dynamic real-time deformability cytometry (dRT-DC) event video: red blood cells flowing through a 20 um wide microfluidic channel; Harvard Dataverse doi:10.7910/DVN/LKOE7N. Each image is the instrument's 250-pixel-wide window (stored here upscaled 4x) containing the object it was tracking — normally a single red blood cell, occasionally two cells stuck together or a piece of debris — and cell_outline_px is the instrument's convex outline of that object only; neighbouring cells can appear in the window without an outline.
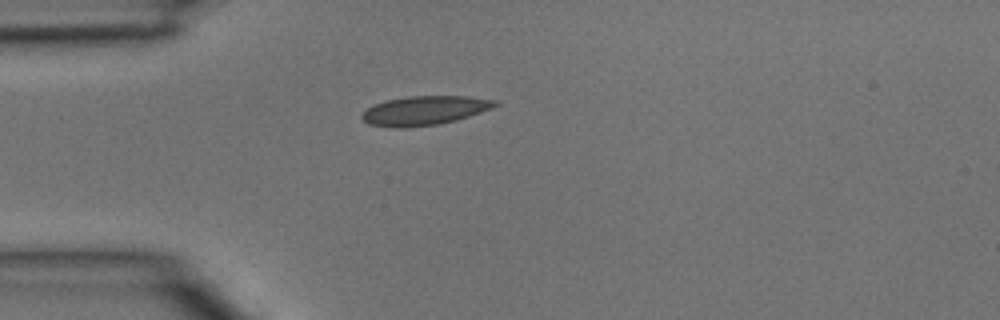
{"species": "common noctule bat (a hibernating species)", "species_latin": "Nyctalus noctula", "temperature_condition": "room temperature", "stored_images_in_passage": 2, "camera_frame_rate_fps": 3000, "um_per_image_px": 0.085, "animal": {"sex": "male", "body_mass_g": 15.6}, "frame": {"image": 1, "passage_image": 2, "time_ms": 0.333, "image_size_px": [1000, 320], "cell_outline_px": [[500, 104], [492, 108], [456, 120], [440, 124], [404, 128], [396, 128], [368, 124], [360, 116], [368, 108], [384, 100], [408, 96], [468, 96], [496, 100]], "centroid_in_image_um": [36.09, 9.39], "position_along_channel_um": 48.9, "area_um2": 22.6}}